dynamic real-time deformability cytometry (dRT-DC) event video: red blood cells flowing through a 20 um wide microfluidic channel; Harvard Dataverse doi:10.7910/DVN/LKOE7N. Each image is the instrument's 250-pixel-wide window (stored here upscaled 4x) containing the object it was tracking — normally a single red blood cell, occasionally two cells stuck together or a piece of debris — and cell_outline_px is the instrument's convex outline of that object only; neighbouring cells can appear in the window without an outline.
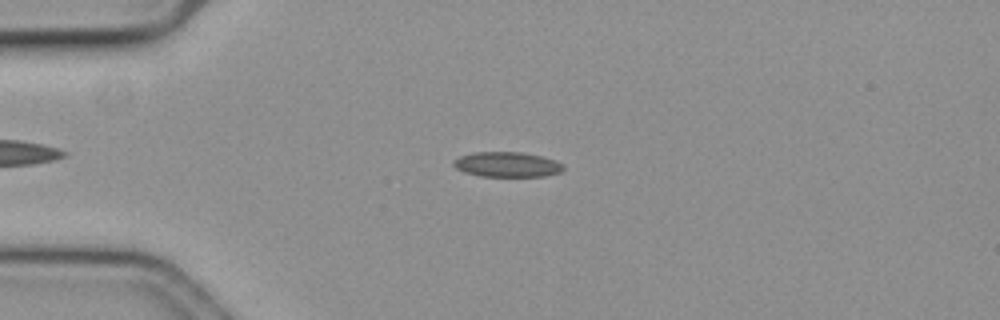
{"species": "common noctule bat (a hibernating species)", "species_latin": "Nyctalus noctula", "temperature_condition": "cold", "stored_images_in_passage": 56, "camera_frame_rate_fps": 3000, "um_per_image_px": 0.085, "animal": {"sex": "female", "body_mass_g": 19.3, "forearm_length_mm": 54.1}, "frame": {"image": 1, "passage_image": 13, "time_ms": 4.0, "image_size_px": [1000, 320], "cell_outline_px": [[564, 168], [560, 172], [544, 176], [480, 176], [464, 172], [456, 168], [452, 164], [452, 160], [460, 156], [472, 152], [520, 152], [540, 156], [556, 160], [564, 164]], "centroid_in_image_um": [43.08, 13.98], "position_along_channel_um": 41.9, "area_um2": 16.07}}
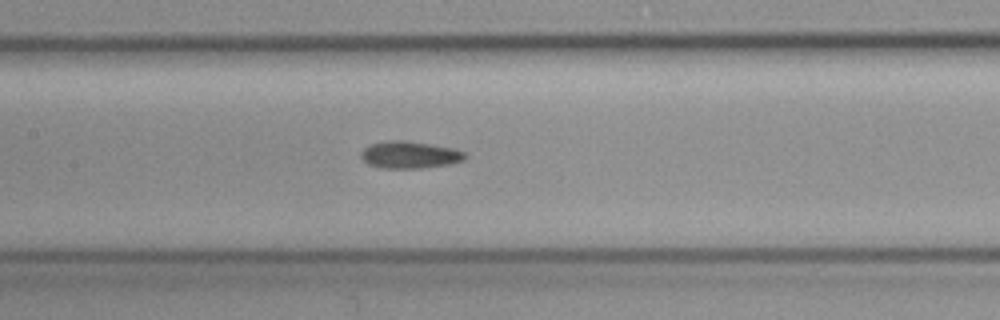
{"frame": {"image": 2, "passage_image": 26, "time_ms": 8.333, "image_size_px": [1000, 320], "cell_outline_px": [[468, 156], [464, 160], [448, 164], [420, 168], [380, 168], [368, 164], [360, 156], [364, 148], [372, 144], [388, 140], [404, 140], [452, 148], [464, 152]], "centroid_in_image_um": [34.82, 13.16], "position_along_channel_um": 172.6, "area_um2": 16.24}}
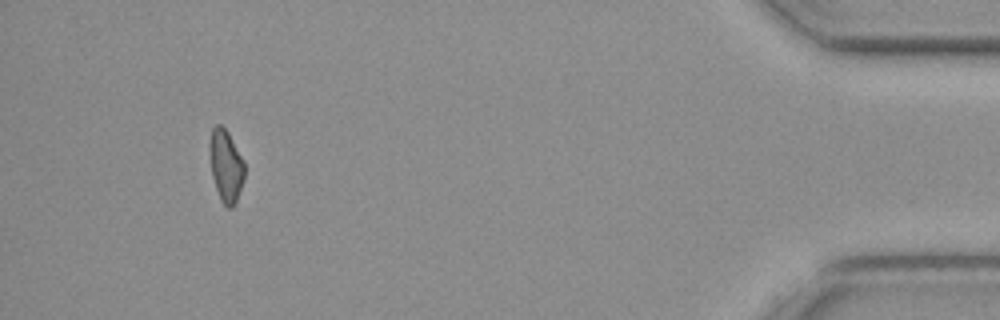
{"frame": {"image": 3, "passage_image": 52, "time_ms": 17.0, "image_size_px": [1000, 320], "cell_outline_px": [[244, 180], [236, 200], [232, 208], [228, 208], [220, 200], [212, 176], [208, 144], [212, 128], [216, 124], [220, 124], [228, 132], [244, 160]], "centroid_in_image_um": [19.19, 14.07], "position_along_channel_um": 416.0, "area_um2": 14.74}}